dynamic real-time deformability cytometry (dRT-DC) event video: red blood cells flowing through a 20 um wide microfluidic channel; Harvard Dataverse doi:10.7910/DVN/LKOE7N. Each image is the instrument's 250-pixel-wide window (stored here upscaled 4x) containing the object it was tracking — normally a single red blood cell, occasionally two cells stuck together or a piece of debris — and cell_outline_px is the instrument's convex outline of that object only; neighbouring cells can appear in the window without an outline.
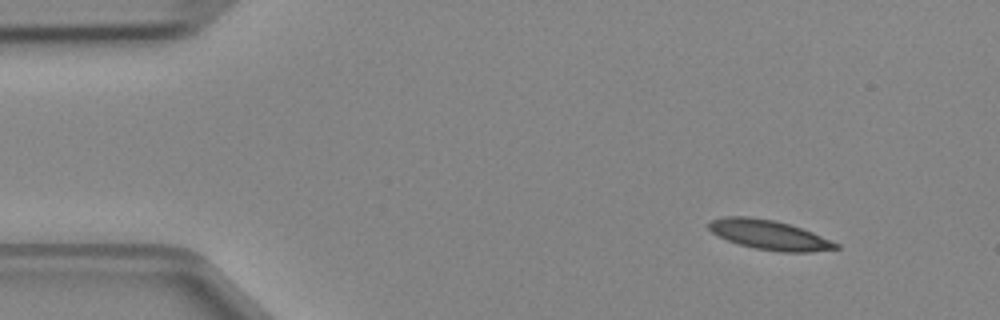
{"species": "Egyptian fruit bat (a non-hibernating species)", "species_latin": "Rousettus aegyptiacus", "temperature_condition": "cold", "stored_images_in_passage": 3, "camera_frame_rate_fps": 3000, "um_per_image_px": 0.085, "animal": {"sex": "female"}, "frame": {"image": 1, "passage_image": 1, "time_ms": 0.0, "image_size_px": [1000, 320], "cell_outline_px": [[840, 248], [808, 252], [780, 252], [756, 248], [740, 244], [728, 240], [712, 232], [708, 228], [708, 224], [712, 220], [724, 216], [748, 216], [776, 220], [812, 232], [840, 244]], "centroid_in_image_um": [65.39, 19.96], "position_along_channel_um": 19.6, "area_um2": 21.68}}